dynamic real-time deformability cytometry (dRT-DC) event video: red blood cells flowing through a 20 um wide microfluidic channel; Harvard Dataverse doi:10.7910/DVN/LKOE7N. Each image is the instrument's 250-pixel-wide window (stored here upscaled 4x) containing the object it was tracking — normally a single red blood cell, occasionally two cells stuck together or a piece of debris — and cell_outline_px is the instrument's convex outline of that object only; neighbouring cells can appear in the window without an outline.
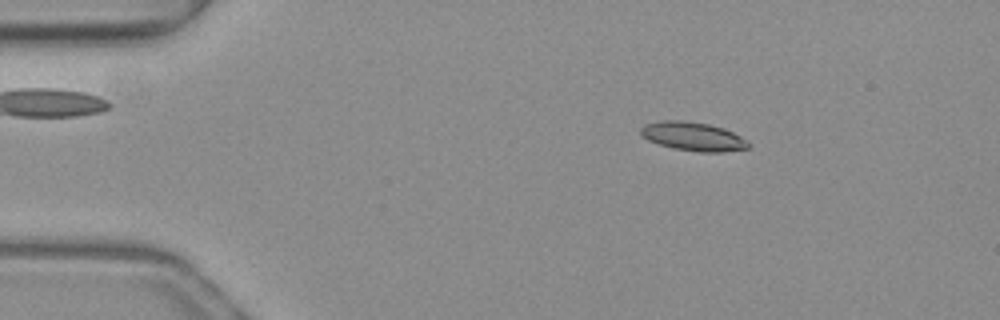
{"species": "common noctule bat (a hibernating species)", "species_latin": "Nyctalus noctula", "temperature_condition": "warm", "stored_images_in_passage": 55, "camera_frame_rate_fps": 3000, "um_per_image_px": 0.085, "animal": {"sex": "female", "body_mass_g": 19.3, "forearm_length_mm": 54.1}, "frame": {"image": 1, "passage_image": 9, "time_ms": 2.667, "image_size_px": [1000, 320], "cell_outline_px": [[748, 148], [724, 152], [700, 152], [672, 148], [648, 140], [640, 136], [640, 128], [644, 124], [664, 120], [684, 120], [708, 124], [724, 128], [748, 140]], "centroid_in_image_um": [58.88, 11.59], "position_along_channel_um": 26.1, "area_um2": 18.09}}
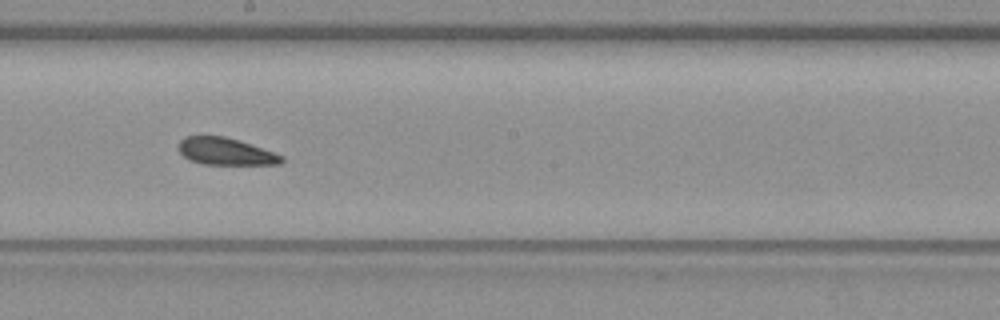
{"frame": {"image": 2, "passage_image": 31, "time_ms": 10.0, "image_size_px": [1000, 320], "cell_outline_px": [[284, 160], [280, 164], [204, 164], [188, 160], [180, 152], [180, 140], [184, 136], [200, 132], [224, 136], [240, 140], [284, 156]], "centroid_in_image_um": [19.12, 12.82], "position_along_channel_um": 229.1, "area_um2": 16.76}}
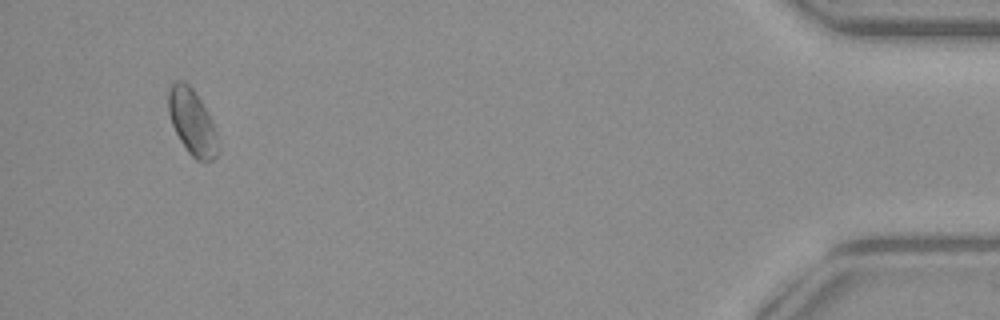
{"frame": {"image": 3, "passage_image": 52, "time_ms": 17.0, "image_size_px": [1000, 320], "cell_outline_px": [[220, 152], [212, 160], [196, 160], [188, 152], [180, 140], [172, 124], [168, 112], [168, 88], [176, 80], [184, 80], [192, 88], [208, 112], [216, 132]], "centroid_in_image_um": [16.33, 10.36], "position_along_channel_um": 418.9, "area_um2": 18.96}, "authors_computed_cell_mechanics": {"area_um2": 17.3978, "velocity_mm_per_s": 3.8731, "shape_relaxation_time_tau1_ms": null, "shape_relaxation_time_tau2_ms": 2.9501, "deformation_change_tau1": null, "deformation_change_tau2": 0.1233}}